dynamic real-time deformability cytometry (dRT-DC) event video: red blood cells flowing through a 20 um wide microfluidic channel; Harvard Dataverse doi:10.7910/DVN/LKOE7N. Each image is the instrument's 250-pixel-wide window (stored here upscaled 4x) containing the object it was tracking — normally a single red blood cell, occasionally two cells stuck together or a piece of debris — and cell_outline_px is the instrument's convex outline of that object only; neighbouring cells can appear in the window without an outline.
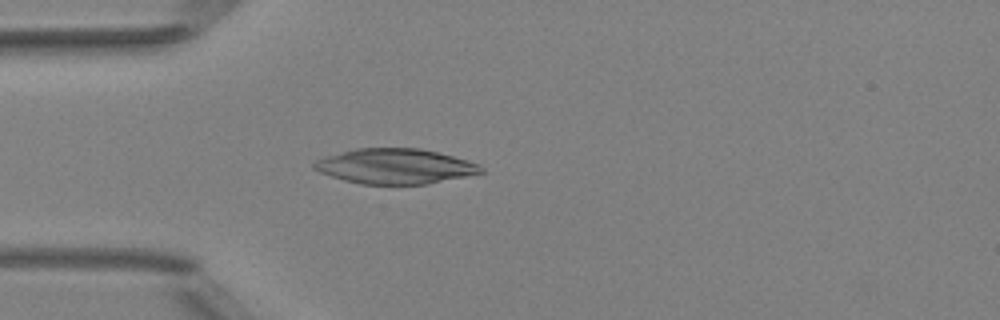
{"species": "Egyptian fruit bat (a non-hibernating species)", "species_latin": "Rousettus aegyptiacus", "temperature_condition": "room temperature", "stored_images_in_passage": 2, "camera_frame_rate_fps": 3000, "um_per_image_px": 0.085, "animal": {"sex": "female"}, "frame": {"image": 1, "passage_image": 2, "time_ms": 1.0, "image_size_px": [1000, 320], "cell_outline_px": [[484, 172], [428, 184], [360, 184], [344, 180], [320, 172], [312, 168], [312, 164], [316, 160], [324, 156], [356, 148], [420, 148], [468, 160], [480, 164], [484, 168]], "centroid_in_image_um": [33.58, 14.13], "position_along_channel_um": 51.4, "area_um2": 34.16}}